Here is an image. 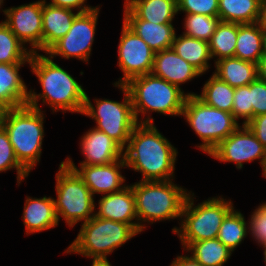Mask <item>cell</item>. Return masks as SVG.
Instances as JSON below:
<instances>
[{
  "instance_id": "obj_1",
  "label": "cell",
  "mask_w": 266,
  "mask_h": 266,
  "mask_svg": "<svg viewBox=\"0 0 266 266\" xmlns=\"http://www.w3.org/2000/svg\"><path fill=\"white\" fill-rule=\"evenodd\" d=\"M177 155V148L154 123H138L123 149L126 167L141 173L139 181L174 180Z\"/></svg>"
},
{
  "instance_id": "obj_2",
  "label": "cell",
  "mask_w": 266,
  "mask_h": 266,
  "mask_svg": "<svg viewBox=\"0 0 266 266\" xmlns=\"http://www.w3.org/2000/svg\"><path fill=\"white\" fill-rule=\"evenodd\" d=\"M29 67L41 85L42 92H35L32 88L28 92L27 105L39 110V101L48 104L53 114L71 112L82 114L86 91L78 80L47 54L32 53Z\"/></svg>"
},
{
  "instance_id": "obj_3",
  "label": "cell",
  "mask_w": 266,
  "mask_h": 266,
  "mask_svg": "<svg viewBox=\"0 0 266 266\" xmlns=\"http://www.w3.org/2000/svg\"><path fill=\"white\" fill-rule=\"evenodd\" d=\"M124 85L130 94L138 123H154L150 115L152 112L181 117L188 95L197 94L185 93L182 88L151 73L134 77ZM140 114L142 117L139 119Z\"/></svg>"
},
{
  "instance_id": "obj_4",
  "label": "cell",
  "mask_w": 266,
  "mask_h": 266,
  "mask_svg": "<svg viewBox=\"0 0 266 266\" xmlns=\"http://www.w3.org/2000/svg\"><path fill=\"white\" fill-rule=\"evenodd\" d=\"M135 196L138 233L146 229L147 224L179 219L190 191L173 180L138 181L130 184Z\"/></svg>"
},
{
  "instance_id": "obj_5",
  "label": "cell",
  "mask_w": 266,
  "mask_h": 266,
  "mask_svg": "<svg viewBox=\"0 0 266 266\" xmlns=\"http://www.w3.org/2000/svg\"><path fill=\"white\" fill-rule=\"evenodd\" d=\"M43 110L28 105L7 109L2 126L19 163L30 173L40 163L44 132Z\"/></svg>"
},
{
  "instance_id": "obj_6",
  "label": "cell",
  "mask_w": 266,
  "mask_h": 266,
  "mask_svg": "<svg viewBox=\"0 0 266 266\" xmlns=\"http://www.w3.org/2000/svg\"><path fill=\"white\" fill-rule=\"evenodd\" d=\"M195 197L190 191L182 209L180 226L172 229L183 249L189 243L216 239L223 219L234 208L231 199L226 200L222 196L209 197L197 205Z\"/></svg>"
},
{
  "instance_id": "obj_7",
  "label": "cell",
  "mask_w": 266,
  "mask_h": 266,
  "mask_svg": "<svg viewBox=\"0 0 266 266\" xmlns=\"http://www.w3.org/2000/svg\"><path fill=\"white\" fill-rule=\"evenodd\" d=\"M139 233L129 224L93 216L81 224L77 237L64 250L86 258H107Z\"/></svg>"
},
{
  "instance_id": "obj_8",
  "label": "cell",
  "mask_w": 266,
  "mask_h": 266,
  "mask_svg": "<svg viewBox=\"0 0 266 266\" xmlns=\"http://www.w3.org/2000/svg\"><path fill=\"white\" fill-rule=\"evenodd\" d=\"M181 116L201 139L197 149L207 155L241 124L232 113L208 106L196 95H188Z\"/></svg>"
},
{
  "instance_id": "obj_9",
  "label": "cell",
  "mask_w": 266,
  "mask_h": 266,
  "mask_svg": "<svg viewBox=\"0 0 266 266\" xmlns=\"http://www.w3.org/2000/svg\"><path fill=\"white\" fill-rule=\"evenodd\" d=\"M124 94L123 101L110 99H94L92 104L89 95L86 93L84 107L81 115L93 119L97 130L106 133L116 141L123 149L126 147L130 134L138 124L130 94L125 85H114Z\"/></svg>"
},
{
  "instance_id": "obj_10",
  "label": "cell",
  "mask_w": 266,
  "mask_h": 266,
  "mask_svg": "<svg viewBox=\"0 0 266 266\" xmlns=\"http://www.w3.org/2000/svg\"><path fill=\"white\" fill-rule=\"evenodd\" d=\"M56 199L58 221L60 217L72 228L94 216L95 198L78 174L63 161L56 172Z\"/></svg>"
},
{
  "instance_id": "obj_11",
  "label": "cell",
  "mask_w": 266,
  "mask_h": 266,
  "mask_svg": "<svg viewBox=\"0 0 266 266\" xmlns=\"http://www.w3.org/2000/svg\"><path fill=\"white\" fill-rule=\"evenodd\" d=\"M100 9V6H95L91 11L79 13L68 33L54 43L45 54L52 59L57 56L68 60L76 58L89 64Z\"/></svg>"
},
{
  "instance_id": "obj_12",
  "label": "cell",
  "mask_w": 266,
  "mask_h": 266,
  "mask_svg": "<svg viewBox=\"0 0 266 266\" xmlns=\"http://www.w3.org/2000/svg\"><path fill=\"white\" fill-rule=\"evenodd\" d=\"M220 162H231L237 169H242L243 164L259 161L262 175L266 171V148L256 138L247 125H240L226 139L221 141L208 155Z\"/></svg>"
},
{
  "instance_id": "obj_13",
  "label": "cell",
  "mask_w": 266,
  "mask_h": 266,
  "mask_svg": "<svg viewBox=\"0 0 266 266\" xmlns=\"http://www.w3.org/2000/svg\"><path fill=\"white\" fill-rule=\"evenodd\" d=\"M117 51V66L123 76L113 85H124L134 77L151 73L155 52L124 22Z\"/></svg>"
},
{
  "instance_id": "obj_14",
  "label": "cell",
  "mask_w": 266,
  "mask_h": 266,
  "mask_svg": "<svg viewBox=\"0 0 266 266\" xmlns=\"http://www.w3.org/2000/svg\"><path fill=\"white\" fill-rule=\"evenodd\" d=\"M4 23L31 53L42 52V0L3 10Z\"/></svg>"
},
{
  "instance_id": "obj_15",
  "label": "cell",
  "mask_w": 266,
  "mask_h": 266,
  "mask_svg": "<svg viewBox=\"0 0 266 266\" xmlns=\"http://www.w3.org/2000/svg\"><path fill=\"white\" fill-rule=\"evenodd\" d=\"M63 162L78 174L94 197L118 192L127 186L126 177L121 173V169L127 168L124 158L104 165H79L80 168L69 156Z\"/></svg>"
},
{
  "instance_id": "obj_16",
  "label": "cell",
  "mask_w": 266,
  "mask_h": 266,
  "mask_svg": "<svg viewBox=\"0 0 266 266\" xmlns=\"http://www.w3.org/2000/svg\"><path fill=\"white\" fill-rule=\"evenodd\" d=\"M80 140L79 148L84 160L79 165H104L123 159V148L94 127L88 129Z\"/></svg>"
},
{
  "instance_id": "obj_17",
  "label": "cell",
  "mask_w": 266,
  "mask_h": 266,
  "mask_svg": "<svg viewBox=\"0 0 266 266\" xmlns=\"http://www.w3.org/2000/svg\"><path fill=\"white\" fill-rule=\"evenodd\" d=\"M97 205L94 216L129 224L138 232L135 196L131 185L118 192L103 195Z\"/></svg>"
},
{
  "instance_id": "obj_18",
  "label": "cell",
  "mask_w": 266,
  "mask_h": 266,
  "mask_svg": "<svg viewBox=\"0 0 266 266\" xmlns=\"http://www.w3.org/2000/svg\"><path fill=\"white\" fill-rule=\"evenodd\" d=\"M151 74L179 88L182 84L202 76L194 66L182 59L173 48L154 54Z\"/></svg>"
},
{
  "instance_id": "obj_19",
  "label": "cell",
  "mask_w": 266,
  "mask_h": 266,
  "mask_svg": "<svg viewBox=\"0 0 266 266\" xmlns=\"http://www.w3.org/2000/svg\"><path fill=\"white\" fill-rule=\"evenodd\" d=\"M23 210L25 234L40 233L59 225L53 197L26 196Z\"/></svg>"
},
{
  "instance_id": "obj_20",
  "label": "cell",
  "mask_w": 266,
  "mask_h": 266,
  "mask_svg": "<svg viewBox=\"0 0 266 266\" xmlns=\"http://www.w3.org/2000/svg\"><path fill=\"white\" fill-rule=\"evenodd\" d=\"M123 19H142L156 24L173 23L177 0H125Z\"/></svg>"
},
{
  "instance_id": "obj_21",
  "label": "cell",
  "mask_w": 266,
  "mask_h": 266,
  "mask_svg": "<svg viewBox=\"0 0 266 266\" xmlns=\"http://www.w3.org/2000/svg\"><path fill=\"white\" fill-rule=\"evenodd\" d=\"M74 10L57 7L42 0V52L65 36L78 15Z\"/></svg>"
},
{
  "instance_id": "obj_22",
  "label": "cell",
  "mask_w": 266,
  "mask_h": 266,
  "mask_svg": "<svg viewBox=\"0 0 266 266\" xmlns=\"http://www.w3.org/2000/svg\"><path fill=\"white\" fill-rule=\"evenodd\" d=\"M27 63H0V103L7 109L27 105L28 86L19 71Z\"/></svg>"
},
{
  "instance_id": "obj_23",
  "label": "cell",
  "mask_w": 266,
  "mask_h": 266,
  "mask_svg": "<svg viewBox=\"0 0 266 266\" xmlns=\"http://www.w3.org/2000/svg\"><path fill=\"white\" fill-rule=\"evenodd\" d=\"M123 22L155 53L172 48L176 36L173 23L156 24L142 19H123Z\"/></svg>"
},
{
  "instance_id": "obj_24",
  "label": "cell",
  "mask_w": 266,
  "mask_h": 266,
  "mask_svg": "<svg viewBox=\"0 0 266 266\" xmlns=\"http://www.w3.org/2000/svg\"><path fill=\"white\" fill-rule=\"evenodd\" d=\"M213 74L231 87L247 86L257 77V65L236 57L223 58L214 63Z\"/></svg>"
},
{
  "instance_id": "obj_25",
  "label": "cell",
  "mask_w": 266,
  "mask_h": 266,
  "mask_svg": "<svg viewBox=\"0 0 266 266\" xmlns=\"http://www.w3.org/2000/svg\"><path fill=\"white\" fill-rule=\"evenodd\" d=\"M172 48L189 64L194 66L202 75L209 71L212 60L209 43L180 34L175 36Z\"/></svg>"
},
{
  "instance_id": "obj_26",
  "label": "cell",
  "mask_w": 266,
  "mask_h": 266,
  "mask_svg": "<svg viewBox=\"0 0 266 266\" xmlns=\"http://www.w3.org/2000/svg\"><path fill=\"white\" fill-rule=\"evenodd\" d=\"M263 54L262 27L259 23H237V39L234 57L257 63Z\"/></svg>"
},
{
  "instance_id": "obj_27",
  "label": "cell",
  "mask_w": 266,
  "mask_h": 266,
  "mask_svg": "<svg viewBox=\"0 0 266 266\" xmlns=\"http://www.w3.org/2000/svg\"><path fill=\"white\" fill-rule=\"evenodd\" d=\"M261 0H219L218 17L221 21L252 24L260 17Z\"/></svg>"
},
{
  "instance_id": "obj_28",
  "label": "cell",
  "mask_w": 266,
  "mask_h": 266,
  "mask_svg": "<svg viewBox=\"0 0 266 266\" xmlns=\"http://www.w3.org/2000/svg\"><path fill=\"white\" fill-rule=\"evenodd\" d=\"M183 251L203 266H224L233 253L218 238L189 243Z\"/></svg>"
},
{
  "instance_id": "obj_29",
  "label": "cell",
  "mask_w": 266,
  "mask_h": 266,
  "mask_svg": "<svg viewBox=\"0 0 266 266\" xmlns=\"http://www.w3.org/2000/svg\"><path fill=\"white\" fill-rule=\"evenodd\" d=\"M234 93V87L212 74L203 84L201 94L196 96L208 106L231 113Z\"/></svg>"
},
{
  "instance_id": "obj_30",
  "label": "cell",
  "mask_w": 266,
  "mask_h": 266,
  "mask_svg": "<svg viewBox=\"0 0 266 266\" xmlns=\"http://www.w3.org/2000/svg\"><path fill=\"white\" fill-rule=\"evenodd\" d=\"M250 234L249 220L235 207L225 216L219 229L218 239L232 252Z\"/></svg>"
},
{
  "instance_id": "obj_31",
  "label": "cell",
  "mask_w": 266,
  "mask_h": 266,
  "mask_svg": "<svg viewBox=\"0 0 266 266\" xmlns=\"http://www.w3.org/2000/svg\"><path fill=\"white\" fill-rule=\"evenodd\" d=\"M236 39L237 23L220 21L208 42L214 63L223 58L234 57Z\"/></svg>"
},
{
  "instance_id": "obj_32",
  "label": "cell",
  "mask_w": 266,
  "mask_h": 266,
  "mask_svg": "<svg viewBox=\"0 0 266 266\" xmlns=\"http://www.w3.org/2000/svg\"><path fill=\"white\" fill-rule=\"evenodd\" d=\"M2 20L0 22V63H30L32 55Z\"/></svg>"
},
{
  "instance_id": "obj_33",
  "label": "cell",
  "mask_w": 266,
  "mask_h": 266,
  "mask_svg": "<svg viewBox=\"0 0 266 266\" xmlns=\"http://www.w3.org/2000/svg\"><path fill=\"white\" fill-rule=\"evenodd\" d=\"M184 16V32L182 34L206 42L210 41L211 36L221 21L218 16L202 14H185Z\"/></svg>"
},
{
  "instance_id": "obj_34",
  "label": "cell",
  "mask_w": 266,
  "mask_h": 266,
  "mask_svg": "<svg viewBox=\"0 0 266 266\" xmlns=\"http://www.w3.org/2000/svg\"><path fill=\"white\" fill-rule=\"evenodd\" d=\"M16 170L17 185L29 176V172L19 163L16 158L14 148L10 142L8 133L4 127L0 126V173L8 170Z\"/></svg>"
},
{
  "instance_id": "obj_35",
  "label": "cell",
  "mask_w": 266,
  "mask_h": 266,
  "mask_svg": "<svg viewBox=\"0 0 266 266\" xmlns=\"http://www.w3.org/2000/svg\"><path fill=\"white\" fill-rule=\"evenodd\" d=\"M232 115L239 122L243 119L242 125H246L253 118V107L250 105V84L235 88L233 96Z\"/></svg>"
},
{
  "instance_id": "obj_36",
  "label": "cell",
  "mask_w": 266,
  "mask_h": 266,
  "mask_svg": "<svg viewBox=\"0 0 266 266\" xmlns=\"http://www.w3.org/2000/svg\"><path fill=\"white\" fill-rule=\"evenodd\" d=\"M249 232L260 247L266 246V202L259 204L251 213Z\"/></svg>"
},
{
  "instance_id": "obj_37",
  "label": "cell",
  "mask_w": 266,
  "mask_h": 266,
  "mask_svg": "<svg viewBox=\"0 0 266 266\" xmlns=\"http://www.w3.org/2000/svg\"><path fill=\"white\" fill-rule=\"evenodd\" d=\"M219 0H177V13L218 16Z\"/></svg>"
},
{
  "instance_id": "obj_38",
  "label": "cell",
  "mask_w": 266,
  "mask_h": 266,
  "mask_svg": "<svg viewBox=\"0 0 266 266\" xmlns=\"http://www.w3.org/2000/svg\"><path fill=\"white\" fill-rule=\"evenodd\" d=\"M250 105L253 117L266 113V82L256 79L250 83Z\"/></svg>"
},
{
  "instance_id": "obj_39",
  "label": "cell",
  "mask_w": 266,
  "mask_h": 266,
  "mask_svg": "<svg viewBox=\"0 0 266 266\" xmlns=\"http://www.w3.org/2000/svg\"><path fill=\"white\" fill-rule=\"evenodd\" d=\"M246 125L266 148V113L253 117Z\"/></svg>"
},
{
  "instance_id": "obj_40",
  "label": "cell",
  "mask_w": 266,
  "mask_h": 266,
  "mask_svg": "<svg viewBox=\"0 0 266 266\" xmlns=\"http://www.w3.org/2000/svg\"><path fill=\"white\" fill-rule=\"evenodd\" d=\"M87 0H51L48 2L51 5L76 10L78 13H84L93 10L95 7L87 5Z\"/></svg>"
},
{
  "instance_id": "obj_41",
  "label": "cell",
  "mask_w": 266,
  "mask_h": 266,
  "mask_svg": "<svg viewBox=\"0 0 266 266\" xmlns=\"http://www.w3.org/2000/svg\"><path fill=\"white\" fill-rule=\"evenodd\" d=\"M169 266H203L191 255H177Z\"/></svg>"
},
{
  "instance_id": "obj_42",
  "label": "cell",
  "mask_w": 266,
  "mask_h": 266,
  "mask_svg": "<svg viewBox=\"0 0 266 266\" xmlns=\"http://www.w3.org/2000/svg\"><path fill=\"white\" fill-rule=\"evenodd\" d=\"M256 65H257V77H258V79L266 82V53L265 52L260 57V59L258 60Z\"/></svg>"
},
{
  "instance_id": "obj_43",
  "label": "cell",
  "mask_w": 266,
  "mask_h": 266,
  "mask_svg": "<svg viewBox=\"0 0 266 266\" xmlns=\"http://www.w3.org/2000/svg\"><path fill=\"white\" fill-rule=\"evenodd\" d=\"M258 23L262 28H266V0H261Z\"/></svg>"
},
{
  "instance_id": "obj_44",
  "label": "cell",
  "mask_w": 266,
  "mask_h": 266,
  "mask_svg": "<svg viewBox=\"0 0 266 266\" xmlns=\"http://www.w3.org/2000/svg\"><path fill=\"white\" fill-rule=\"evenodd\" d=\"M91 266H112L107 258H92Z\"/></svg>"
},
{
  "instance_id": "obj_45",
  "label": "cell",
  "mask_w": 266,
  "mask_h": 266,
  "mask_svg": "<svg viewBox=\"0 0 266 266\" xmlns=\"http://www.w3.org/2000/svg\"><path fill=\"white\" fill-rule=\"evenodd\" d=\"M263 51L266 53V28H262Z\"/></svg>"
},
{
  "instance_id": "obj_46",
  "label": "cell",
  "mask_w": 266,
  "mask_h": 266,
  "mask_svg": "<svg viewBox=\"0 0 266 266\" xmlns=\"http://www.w3.org/2000/svg\"><path fill=\"white\" fill-rule=\"evenodd\" d=\"M6 110H7V108L0 103V126L2 124V120L4 119V115H5Z\"/></svg>"
},
{
  "instance_id": "obj_47",
  "label": "cell",
  "mask_w": 266,
  "mask_h": 266,
  "mask_svg": "<svg viewBox=\"0 0 266 266\" xmlns=\"http://www.w3.org/2000/svg\"><path fill=\"white\" fill-rule=\"evenodd\" d=\"M263 248V254H264V257H263V259H264V262H265V265H266V246H263L262 247Z\"/></svg>"
},
{
  "instance_id": "obj_48",
  "label": "cell",
  "mask_w": 266,
  "mask_h": 266,
  "mask_svg": "<svg viewBox=\"0 0 266 266\" xmlns=\"http://www.w3.org/2000/svg\"><path fill=\"white\" fill-rule=\"evenodd\" d=\"M3 3H5L4 0H0V12H1V10L3 12V8H2V6H4Z\"/></svg>"
}]
</instances>
